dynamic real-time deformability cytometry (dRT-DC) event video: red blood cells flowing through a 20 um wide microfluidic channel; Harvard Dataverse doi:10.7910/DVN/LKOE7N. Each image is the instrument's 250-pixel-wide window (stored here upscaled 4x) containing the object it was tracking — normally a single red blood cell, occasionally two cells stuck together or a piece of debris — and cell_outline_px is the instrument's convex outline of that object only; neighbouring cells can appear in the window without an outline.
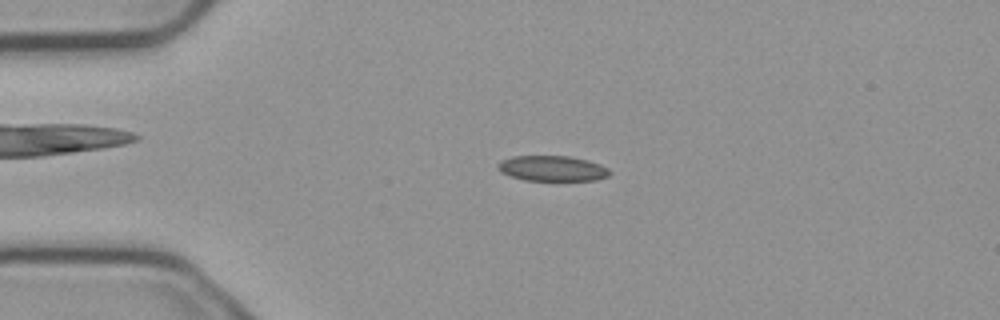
{"species": "common noctule bat (a hibernating species)", "species_latin": "Nyctalus noctula", "temperature_condition": "cold", "stored_images_in_passage": 4, "camera_frame_rate_fps": 3000, "um_per_image_px": 0.085, "animal": {"sex": "male", "body_mass_g": 23.1, "forearm_length_mm": 52.7}, "frame": {"image": 1, "passage_image": 3, "time_ms": 0.667, "image_size_px": [1000, 320], "cell_outline_px": [[612, 172], [608, 176], [596, 180], [524, 180], [500, 172], [496, 168], [496, 164], [500, 160], [512, 156], [568, 156], [588, 160], [600, 164], [608, 168]], "centroid_in_image_um": [46.92, 14.31], "position_along_channel_um": 38.1, "area_um2": 16.65}}